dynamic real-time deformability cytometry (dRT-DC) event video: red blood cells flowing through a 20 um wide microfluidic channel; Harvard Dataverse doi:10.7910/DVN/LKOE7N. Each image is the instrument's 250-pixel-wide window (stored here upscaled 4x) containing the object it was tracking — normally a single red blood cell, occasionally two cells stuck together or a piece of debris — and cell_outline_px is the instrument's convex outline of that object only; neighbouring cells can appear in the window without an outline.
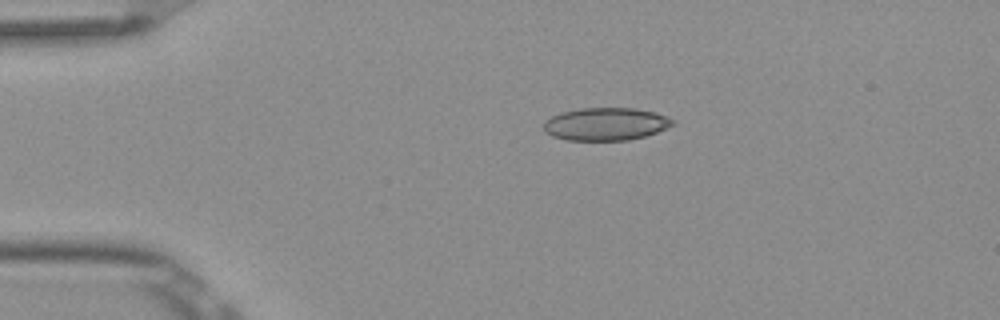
{"species": "Egyptian fruit bat (a non-hibernating species)", "species_latin": "Rousettus aegyptiacus", "temperature_condition": "room temperature", "stored_images_in_passage": 5, "camera_frame_rate_fps": 3000, "um_per_image_px": 0.085, "frame": {"image": 1, "passage_image": 5, "time_ms": 1.333, "image_size_px": [1000, 320], "cell_outline_px": [[676, 124], [656, 132], [644, 136], [628, 140], [568, 140], [552, 136], [544, 132], [544, 120], [552, 116], [564, 112], [580, 108], [632, 108], [656, 112], [668, 116], [676, 120]], "centroid_in_image_um": [51.52, 10.54], "position_along_channel_um": 33.5, "area_um2": 24.68}}